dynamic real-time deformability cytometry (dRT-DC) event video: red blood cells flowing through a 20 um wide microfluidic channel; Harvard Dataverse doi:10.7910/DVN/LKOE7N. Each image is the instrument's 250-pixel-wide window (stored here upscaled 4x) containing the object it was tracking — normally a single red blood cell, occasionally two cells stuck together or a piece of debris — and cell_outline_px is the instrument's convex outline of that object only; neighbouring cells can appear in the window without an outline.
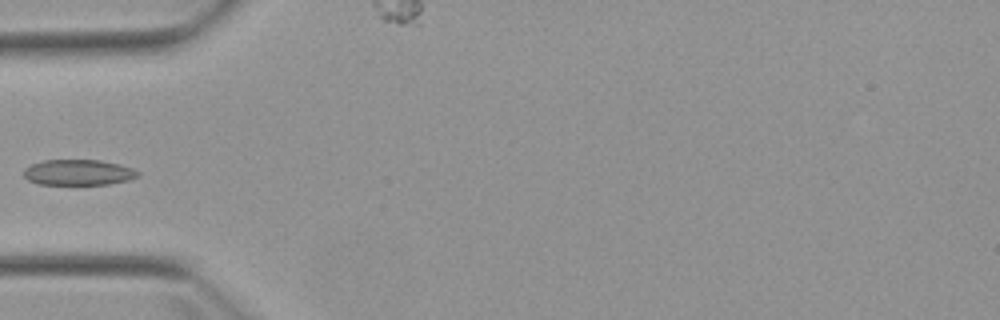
{"species": "Egyptian fruit bat (a non-hibernating species)", "species_latin": "Rousettus aegyptiacus", "temperature_condition": "warm", "stored_images_in_passage": 7, "camera_frame_rate_fps": 3000, "um_per_image_px": 0.085, "animal": {"sex": "female"}, "frame": {"image": 1, "passage_image": 6, "time_ms": 5.667, "image_size_px": [1000, 320], "cell_outline_px": [[140, 176], [128, 180], [108, 184], [36, 184], [28, 180], [24, 176], [24, 168], [32, 164], [44, 160], [100, 160], [120, 164], [132, 168], [140, 172]], "centroid_in_image_um": [6.67, 14.65], "position_along_channel_um": 78.3, "area_um2": 17.11}}